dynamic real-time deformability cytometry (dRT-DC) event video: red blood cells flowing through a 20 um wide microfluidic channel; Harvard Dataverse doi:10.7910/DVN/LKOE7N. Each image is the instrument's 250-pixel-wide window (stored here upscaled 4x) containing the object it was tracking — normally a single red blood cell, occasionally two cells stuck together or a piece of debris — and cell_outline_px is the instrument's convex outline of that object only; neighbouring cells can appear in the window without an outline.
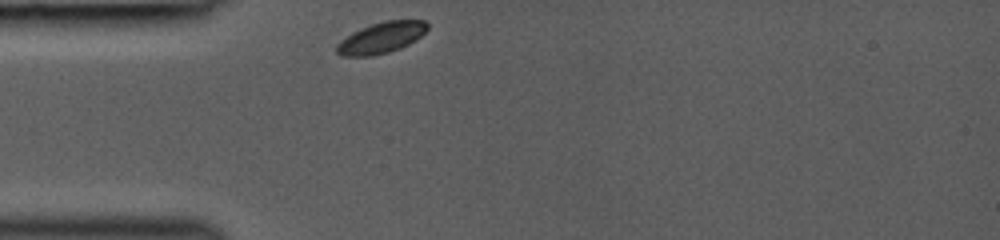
{"species": "common noctule bat (a hibernating species)", "species_latin": "Nyctalus noctula", "temperature_condition": "room temperature", "stored_images_in_passage": 4, "camera_frame_rate_fps": 3000, "um_per_image_px": 0.085, "animal": {"sex": "female", "body_mass_g": 19.0, "forearm_length_mm": 53.3}, "frame": {"image": 1, "passage_image": 1, "time_ms": 0.0, "image_size_px": [1000, 240], "cell_outline_px": [[428, 28], [420, 36], [408, 44], [400, 48], [388, 52], [372, 56], [340, 56], [336, 52], [336, 44], [340, 40], [352, 32], [372, 24], [384, 20], [424, 20], [428, 24]], "centroid_in_image_um": [32.37, 3.21], "position_along_channel_um": 52.6, "area_um2": 16.36}}